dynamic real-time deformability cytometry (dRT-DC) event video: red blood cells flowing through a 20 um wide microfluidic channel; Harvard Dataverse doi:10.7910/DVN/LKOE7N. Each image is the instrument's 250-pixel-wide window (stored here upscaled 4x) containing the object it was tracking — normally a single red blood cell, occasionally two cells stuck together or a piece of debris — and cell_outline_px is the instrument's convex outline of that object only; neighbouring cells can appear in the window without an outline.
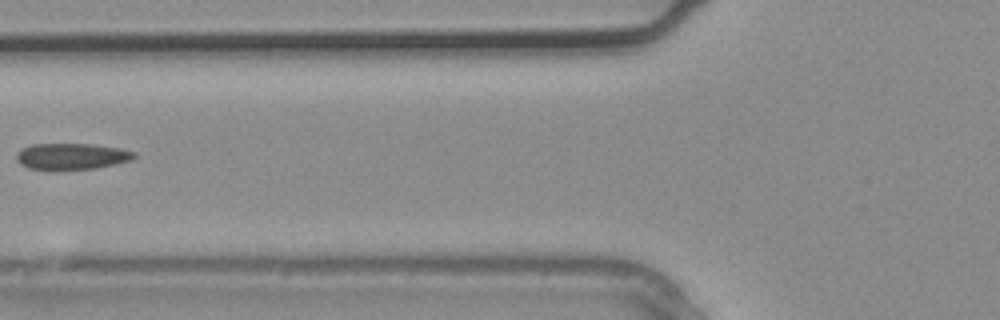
{"species": "common noctule bat (a hibernating species)", "species_latin": "Nyctalus noctula", "temperature_condition": "warm", "stored_images_in_passage": 2, "camera_frame_rate_fps": 3000, "um_per_image_px": 0.085, "animal": {"sex": "male", "body_mass_g": 20.4}, "frame": {"image": 1, "passage_image": 2, "time_ms": 0.333, "image_size_px": [1000, 320], "cell_outline_px": [[136, 156], [132, 160], [116, 164], [96, 168], [28, 168], [20, 164], [16, 160], [16, 152], [32, 144], [92, 144], [120, 148], [136, 152]], "centroid_in_image_um": [6.13, 13.26], "position_along_channel_um": 119.7, "area_um2": 17.69}}